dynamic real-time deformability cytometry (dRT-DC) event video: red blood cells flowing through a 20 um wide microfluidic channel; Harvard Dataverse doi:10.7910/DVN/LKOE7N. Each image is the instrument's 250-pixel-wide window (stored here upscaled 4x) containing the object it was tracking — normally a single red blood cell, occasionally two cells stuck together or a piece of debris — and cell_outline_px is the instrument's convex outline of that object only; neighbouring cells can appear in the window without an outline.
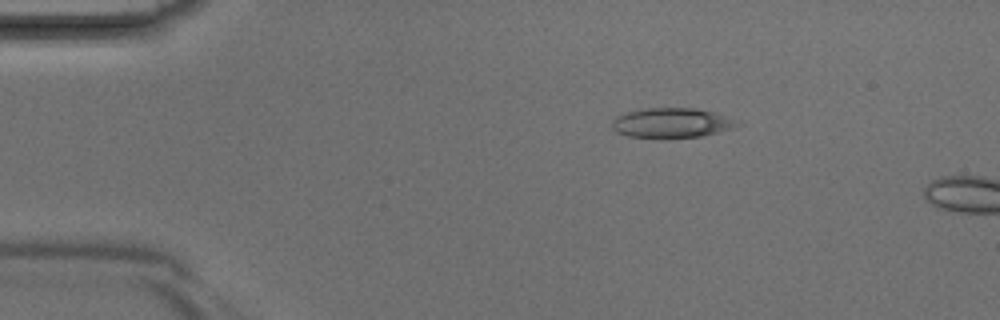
{"species": "Egyptian fruit bat (a non-hibernating species)", "species_latin": "Rousettus aegyptiacus", "temperature_condition": "room temperature", "stored_images_in_passage": 3, "camera_frame_rate_fps": 3000, "um_per_image_px": 0.085, "animal": {"sex": "male"}, "frame": {"image": 1, "passage_image": 2, "time_ms": 0.333, "image_size_px": [1000, 320], "cell_outline_px": [[744, 124], [732, 128], [700, 136], [664, 140], [628, 136], [616, 132], [612, 128], [612, 120], [616, 116], [624, 112], [640, 108], [696, 108], [712, 112], [724, 116]], "centroid_in_image_um": [57.01, 10.47], "position_along_channel_um": 28.0, "area_um2": 22.25}}